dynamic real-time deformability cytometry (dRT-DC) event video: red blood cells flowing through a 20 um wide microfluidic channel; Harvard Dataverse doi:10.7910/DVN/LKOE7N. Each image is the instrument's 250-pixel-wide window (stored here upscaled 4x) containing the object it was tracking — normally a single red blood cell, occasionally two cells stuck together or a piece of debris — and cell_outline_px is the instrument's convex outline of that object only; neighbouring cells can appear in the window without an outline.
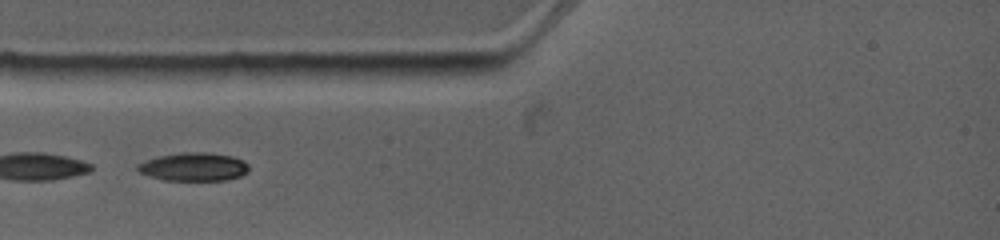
{"species": "common noctule bat (a hibernating species)", "species_latin": "Nyctalus noctula", "temperature_condition": "warm", "stored_images_in_passage": 4, "camera_frame_rate_fps": 4500, "um_per_image_px": 0.085, "animal": {"sex": "female", "body_mass_g": 19.0, "forearm_length_mm": 53.3}, "frame": {"image": 1, "passage_image": 2, "time_ms": 0.889, "image_size_px": [1000, 240], "cell_outline_px": [[248, 172], [240, 176], [224, 180], [164, 180], [140, 172], [136, 168], [136, 164], [144, 160], [160, 156], [180, 152], [208, 152], [232, 156], [244, 160], [248, 164]], "centroid_in_image_um": [16.47, 14.16], "position_along_channel_um": 68.5, "area_um2": 18.38}}